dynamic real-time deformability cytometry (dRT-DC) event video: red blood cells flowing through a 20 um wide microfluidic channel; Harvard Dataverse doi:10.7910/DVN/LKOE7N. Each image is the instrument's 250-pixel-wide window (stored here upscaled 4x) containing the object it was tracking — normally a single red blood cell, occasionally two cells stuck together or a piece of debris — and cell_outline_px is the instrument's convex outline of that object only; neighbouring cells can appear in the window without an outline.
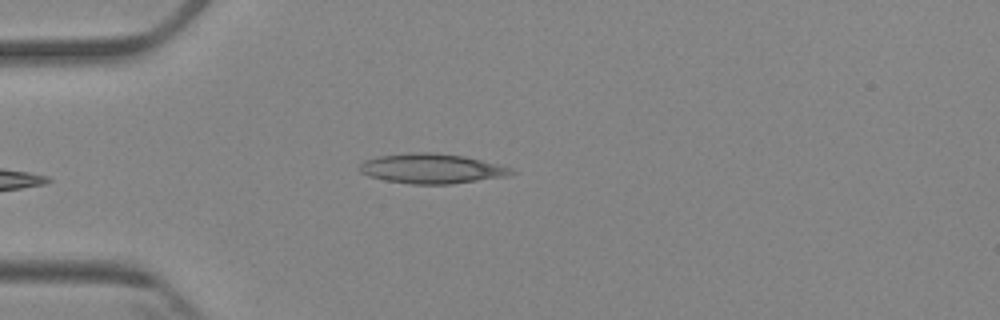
{"species": "Egyptian fruit bat (a non-hibernating species)", "species_latin": "Rousettus aegyptiacus", "temperature_condition": "cold", "stored_images_in_passage": 6, "camera_frame_rate_fps": 3000, "um_per_image_px": 0.085, "animal": {"sex": "female"}, "frame": {"image": 1, "passage_image": 6, "time_ms": 6.0, "image_size_px": [1000, 320], "cell_outline_px": [[516, 172], [508, 176], [452, 184], [412, 184], [384, 180], [368, 176], [360, 172], [360, 164], [364, 160], [376, 156], [408, 152], [432, 152], [464, 156], [500, 164], [512, 168]], "centroid_in_image_um": [36.7, 14.32], "position_along_channel_um": 48.3, "area_um2": 26.65}}